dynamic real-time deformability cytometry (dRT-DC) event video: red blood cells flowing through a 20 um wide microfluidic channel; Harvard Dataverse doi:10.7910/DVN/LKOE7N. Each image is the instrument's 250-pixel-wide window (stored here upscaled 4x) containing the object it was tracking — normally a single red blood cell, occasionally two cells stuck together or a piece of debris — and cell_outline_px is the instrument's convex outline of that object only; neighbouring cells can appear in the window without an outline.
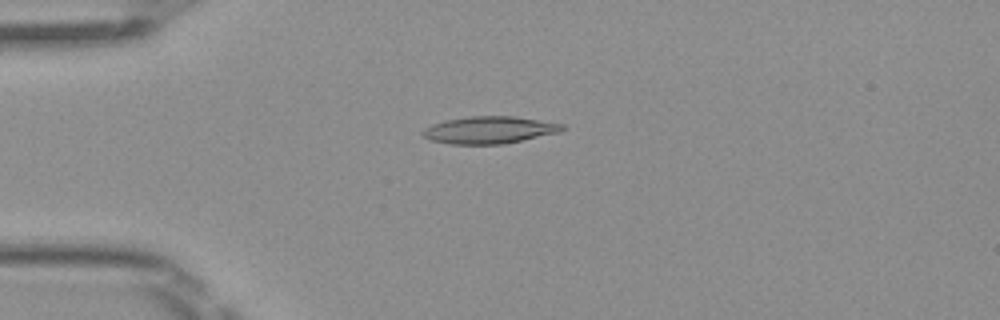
{"species": "Egyptian fruit bat (a non-hibernating species)", "species_latin": "Rousettus aegyptiacus", "temperature_condition": "room temperature", "stored_images_in_passage": 50, "camera_frame_rate_fps": 3000, "um_per_image_px": 0.085, "frame": {"image": 1, "passage_image": 13, "time_ms": 4.0, "image_size_px": [1000, 320], "cell_outline_px": [[564, 128], [560, 132], [504, 144], [448, 144], [428, 140], [420, 132], [424, 128], [432, 124], [444, 120], [468, 116], [512, 116], [564, 124]], "centroid_in_image_um": [41.54, 11.05], "position_along_channel_um": 43.5, "area_um2": 22.2}}
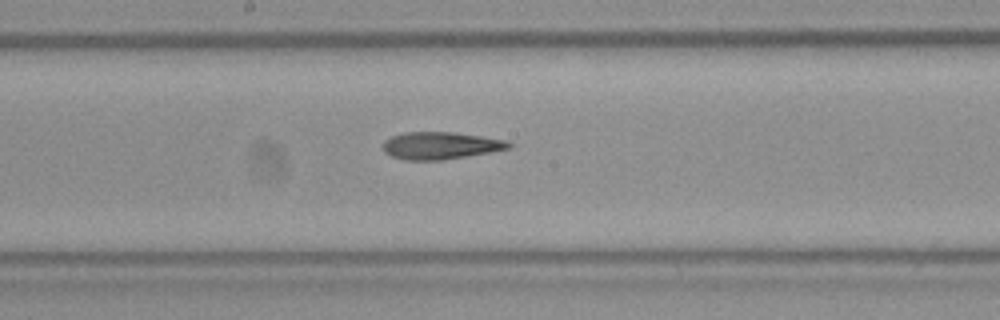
{"frame": {"image": 2, "passage_image": 27, "time_ms": 8.667, "image_size_px": [1000, 320], "cell_outline_px": [[512, 148], [492, 152], [440, 160], [404, 160], [392, 156], [384, 152], [384, 140], [392, 136], [404, 132], [452, 132], [508, 140], [512, 144]], "centroid_in_image_um": [37.47, 12.37], "position_along_channel_um": 210.7, "area_um2": 20.0}}
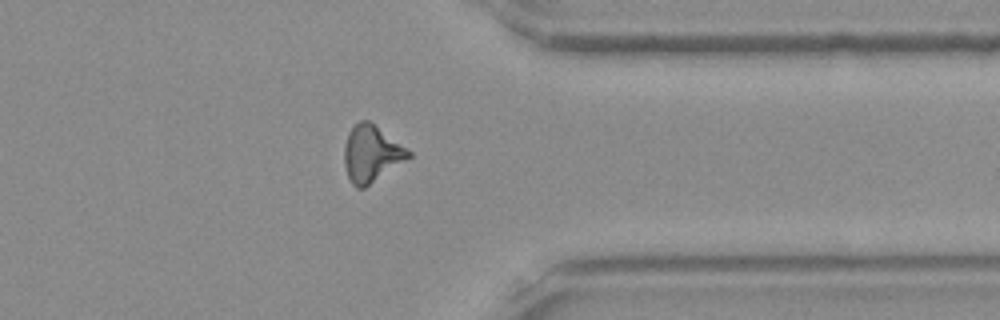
{"frame": {"image": 3, "passage_image": 40, "time_ms": 13.0, "image_size_px": [1000, 320], "cell_outline_px": [[412, 156], [364, 188], [356, 188], [352, 184], [348, 176], [344, 164], [344, 144], [348, 132], [360, 120], [368, 120], [412, 152]], "centroid_in_image_um": [31.55, 13.07], "position_along_channel_um": 379.9, "area_um2": 20.92}, "authors_computed_cell_mechanics": {"area_um2": 20.2878, "velocity_mm_per_s": 4.0704, "shape_relaxation_time_tau1_ms": null, "shape_relaxation_time_tau2_ms": 6.7811, "deformation_change_tau1": null, "deformation_change_tau2": 0.2256}}